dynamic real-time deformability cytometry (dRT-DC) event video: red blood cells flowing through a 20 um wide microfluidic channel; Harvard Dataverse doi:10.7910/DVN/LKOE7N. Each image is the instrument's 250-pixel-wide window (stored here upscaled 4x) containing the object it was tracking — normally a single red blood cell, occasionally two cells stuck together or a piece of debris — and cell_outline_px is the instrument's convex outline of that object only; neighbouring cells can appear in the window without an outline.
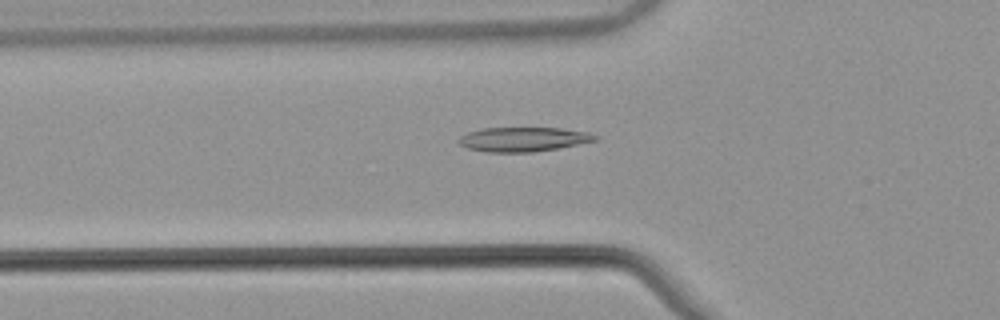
{"species": "common noctule bat (a hibernating species)", "species_latin": "Nyctalus noctula", "temperature_condition": "warm", "stored_images_in_passage": 53, "camera_frame_rate_fps": 3000, "um_per_image_px": 0.085, "animal": {"sex": "male", "body_mass_g": 21.5, "forearm_length_mm": 52.0}, "frame": {"image": 1, "passage_image": 19, "time_ms": 6.0, "image_size_px": [1000, 320], "cell_outline_px": [[600, 136], [596, 140], [556, 148], [532, 152], [488, 152], [468, 148], [460, 144], [456, 140], [460, 136], [468, 132], [484, 128], [560, 128], [588, 132]], "centroid_in_image_um": [44.46, 11.83], "position_along_channel_um": 81.3, "area_um2": 19.19}}
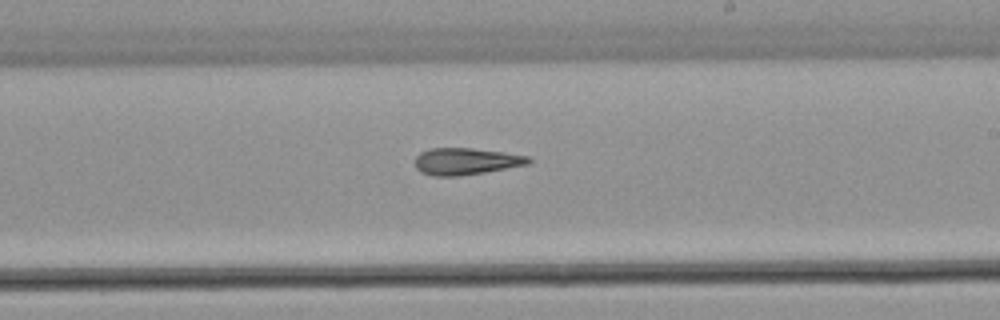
{"frame": {"image": 2, "passage_image": 32, "time_ms": 10.333, "image_size_px": [1000, 320], "cell_outline_px": [[532, 160], [528, 164], [484, 172], [460, 176], [432, 176], [420, 172], [416, 168], [416, 156], [420, 152], [428, 148], [472, 148], [504, 152], [528, 156]], "centroid_in_image_um": [39.57, 13.71], "position_along_channel_um": 249.4, "area_um2": 17.74}}
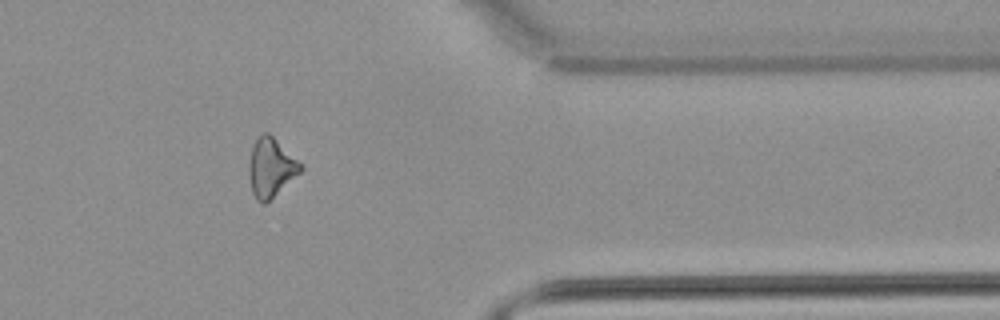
{"frame": {"image": 3, "passage_image": 44, "time_ms": 14.333, "image_size_px": [1000, 320], "cell_outline_px": [[304, 168], [300, 172], [264, 204], [260, 204], [256, 200], [252, 192], [248, 172], [248, 164], [252, 148], [256, 140], [264, 132], [268, 132], [304, 164]], "centroid_in_image_um": [23.03, 14.24], "position_along_channel_um": 388.4, "area_um2": 17.63}, "authors_computed_cell_mechanics": {"area_um2": 18.5538, "velocity_mm_per_s": 3.8801, "shape_relaxation_time_tau1_ms": null, "shape_relaxation_time_tau2_ms": 6.3982, "deformation_change_tau1": null, "deformation_change_tau2": 0.181}}